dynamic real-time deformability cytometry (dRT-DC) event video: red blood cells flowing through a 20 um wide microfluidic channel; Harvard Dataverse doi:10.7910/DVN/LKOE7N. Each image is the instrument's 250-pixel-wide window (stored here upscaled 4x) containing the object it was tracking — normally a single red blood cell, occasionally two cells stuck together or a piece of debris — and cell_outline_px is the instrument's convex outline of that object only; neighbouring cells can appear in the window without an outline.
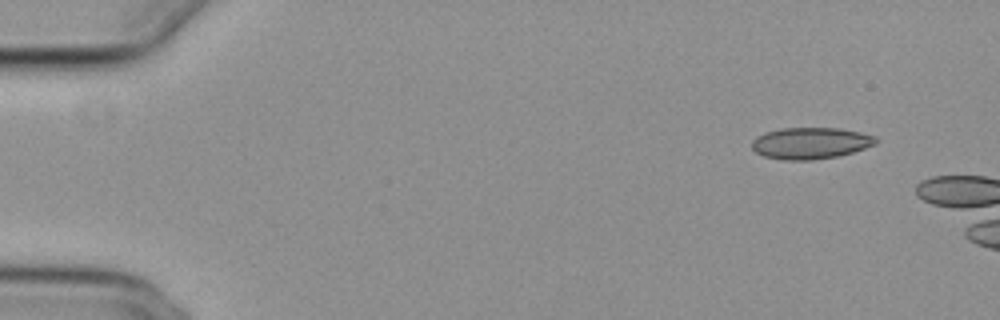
{"species": "common noctule bat (a hibernating species)", "species_latin": "Nyctalus noctula", "temperature_condition": "cold", "stored_images_in_passage": 6, "camera_frame_rate_fps": 3000, "um_per_image_px": 0.085, "animal": {"sex": "female", "body_mass_g": 29.2, "forearm_length_mm": 56.3}, "frame": {"image": 1, "passage_image": 1, "time_ms": 0.0, "image_size_px": [1000, 320], "cell_outline_px": [[880, 140], [876, 144], [852, 152], [836, 156], [812, 160], [784, 160], [764, 156], [756, 152], [752, 148], [752, 140], [756, 136], [764, 132], [780, 128], [840, 128], [860, 132], [876, 136]], "centroid_in_image_um": [68.89, 12.16], "position_along_channel_um": 16.1, "area_um2": 22.89}}